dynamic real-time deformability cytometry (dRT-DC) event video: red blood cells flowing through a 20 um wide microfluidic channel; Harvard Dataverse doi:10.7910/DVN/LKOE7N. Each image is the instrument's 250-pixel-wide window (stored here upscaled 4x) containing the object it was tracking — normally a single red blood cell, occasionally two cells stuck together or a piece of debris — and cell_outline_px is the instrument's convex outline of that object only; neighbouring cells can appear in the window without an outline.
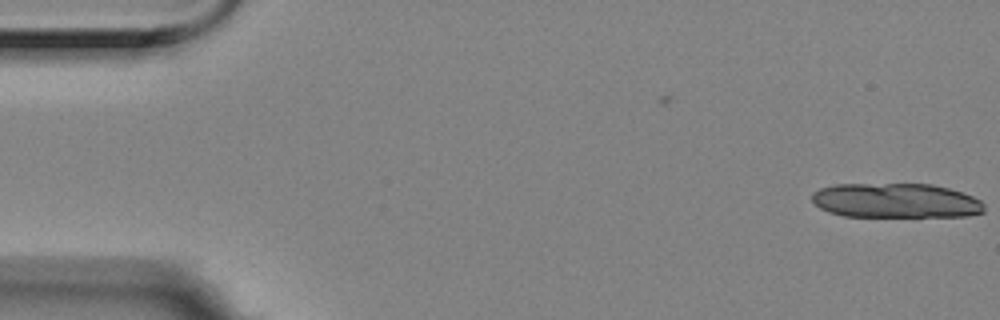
{"species": "Egyptian fruit bat (a non-hibernating species)", "species_latin": "Rousettus aegyptiacus", "temperature_condition": "room temperature", "stored_images_in_passage": 3, "camera_frame_rate_fps": 3000, "um_per_image_px": 0.085, "animal": {"sex": "female"}, "frame": {"image": 1, "passage_image": 3, "time_ms": 0.667, "image_size_px": [1000, 320], "cell_outline_px": [[984, 212], [968, 216], [844, 216], [828, 212], [820, 208], [812, 200], [812, 192], [820, 188], [836, 184], [932, 184], [948, 188], [972, 196], [980, 200], [984, 204]], "centroid_in_image_um": [76.13, 17.05], "position_along_channel_um": 8.9, "area_um2": 34.74}}